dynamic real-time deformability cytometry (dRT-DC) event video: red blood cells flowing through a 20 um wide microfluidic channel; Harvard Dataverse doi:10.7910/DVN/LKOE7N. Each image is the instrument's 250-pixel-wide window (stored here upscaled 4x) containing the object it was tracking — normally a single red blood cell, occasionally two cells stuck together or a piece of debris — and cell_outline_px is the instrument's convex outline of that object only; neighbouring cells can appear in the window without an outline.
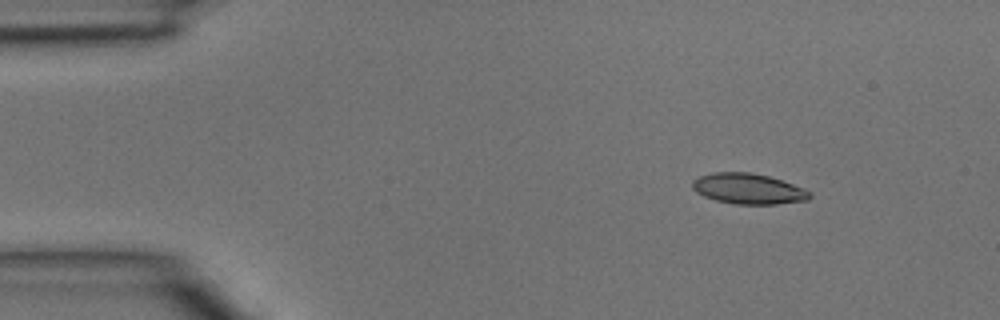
{"species": "common noctule bat (a hibernating species)", "species_latin": "Nyctalus noctula", "temperature_condition": "room temperature", "stored_images_in_passage": 3, "camera_frame_rate_fps": 3000, "um_per_image_px": 0.085, "animal": {"sex": "male", "body_mass_g": 15.6}, "frame": {"image": 1, "passage_image": 1, "time_ms": 0.0, "image_size_px": [1000, 320], "cell_outline_px": [[812, 196], [808, 200], [776, 204], [736, 204], [716, 200], [704, 196], [696, 192], [692, 188], [692, 180], [700, 176], [712, 172], [752, 172], [768, 176], [804, 188], [812, 192]], "centroid_in_image_um": [63.61, 16.04], "position_along_channel_um": 21.4, "area_um2": 20.92}}
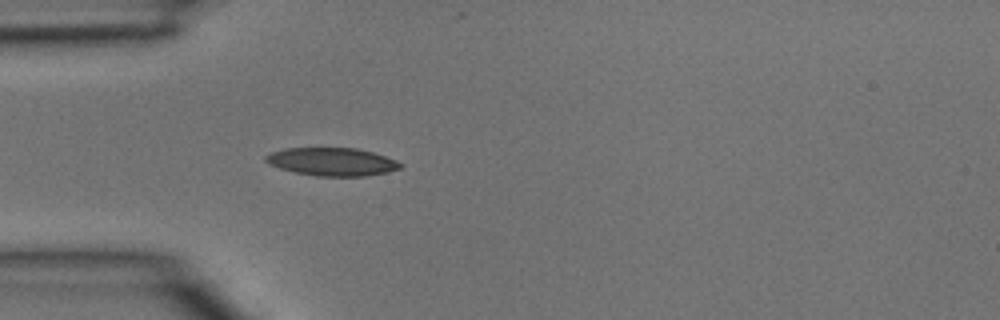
{"frame": {"image": 2, "passage_image": 3, "time_ms": 0.667, "image_size_px": [1000, 320], "cell_outline_px": [[404, 164], [400, 168], [388, 172], [368, 176], [316, 176], [296, 172], [280, 168], [268, 164], [264, 160], [264, 156], [272, 152], [284, 148], [356, 148], [372, 152], [396, 160]], "centroid_in_image_um": [28.22, 13.75], "position_along_channel_um": 56.8, "area_um2": 22.02}}